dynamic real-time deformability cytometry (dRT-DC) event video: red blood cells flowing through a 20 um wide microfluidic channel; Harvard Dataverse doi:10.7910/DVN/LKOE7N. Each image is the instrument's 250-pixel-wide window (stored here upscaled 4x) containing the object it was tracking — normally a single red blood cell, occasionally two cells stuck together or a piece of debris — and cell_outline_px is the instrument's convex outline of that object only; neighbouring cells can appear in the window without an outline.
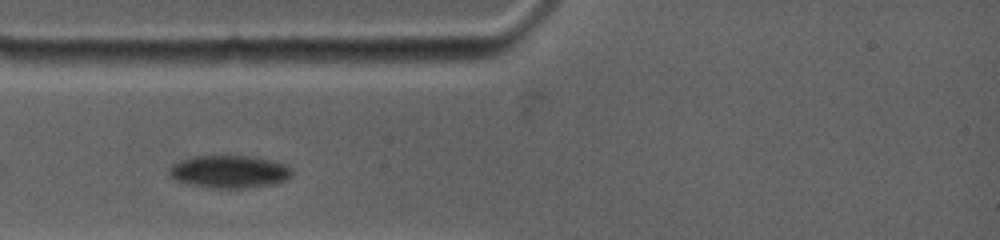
{"species": "common noctule bat (a hibernating species)", "species_latin": "Nyctalus noctula", "temperature_condition": "warm", "stored_images_in_passage": 19, "camera_frame_rate_fps": 4500, "um_per_image_px": 0.085, "animal": {"sex": "female", "body_mass_g": 19.0, "forearm_length_mm": 53.3}, "frame": {"image": 1, "passage_image": 5, "time_ms": 1.556, "image_size_px": [1000, 240], "cell_outline_px": [[292, 176], [288, 180], [272, 184], [244, 188], [212, 188], [192, 184], [176, 180], [168, 172], [172, 164], [180, 160], [192, 156], [256, 156], [284, 164], [292, 168]], "centroid_in_image_um": [19.53, 14.58], "position_along_channel_um": 65.5, "area_um2": 23.35}}
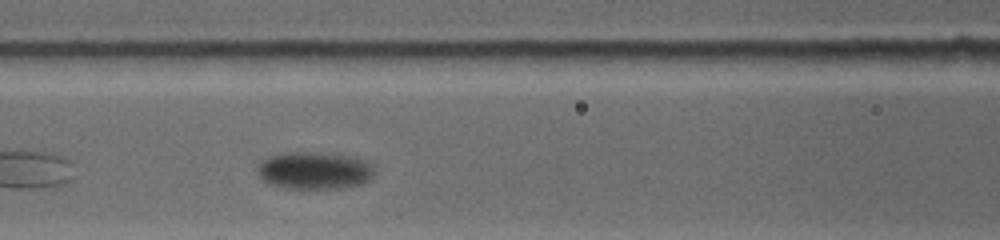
{"frame": {"image": 2, "passage_image": 15, "time_ms": 3.778, "image_size_px": [1000, 240], "cell_outline_px": [[376, 168], [372, 176], [368, 180], [360, 184], [344, 188], [280, 188], [268, 184], [260, 180], [256, 172], [256, 164], [260, 160], [268, 156], [288, 152], [324, 152], [356, 156]], "centroid_in_image_um": [26.65, 14.48], "position_along_channel_um": 139.9, "area_um2": 26.18}}